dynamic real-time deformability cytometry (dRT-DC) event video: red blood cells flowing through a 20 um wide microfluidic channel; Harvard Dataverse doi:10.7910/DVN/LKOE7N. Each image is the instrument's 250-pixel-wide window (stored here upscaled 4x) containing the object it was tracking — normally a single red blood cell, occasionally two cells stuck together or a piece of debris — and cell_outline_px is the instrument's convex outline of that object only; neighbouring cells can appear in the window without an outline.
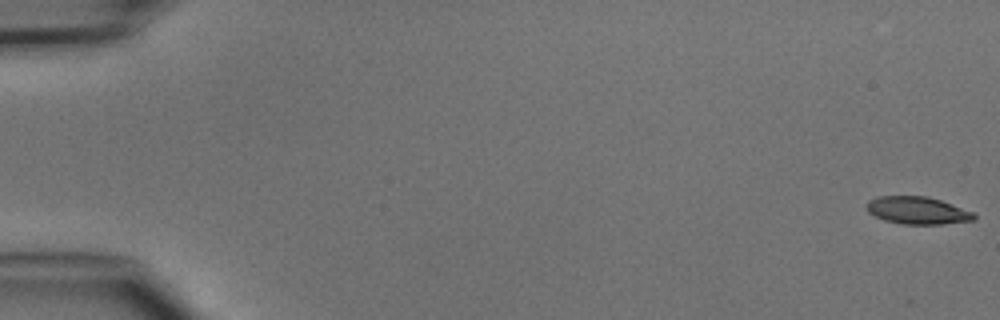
{"species": "common noctule bat (a hibernating species)", "species_latin": "Nyctalus noctula", "temperature_condition": "cold", "stored_images_in_passage": 5, "camera_frame_rate_fps": 3000, "um_per_image_px": 0.085, "animal": {"sex": "male", "body_mass_g": 15.6}, "frame": {"image": 1, "passage_image": 1, "time_ms": 0.0, "image_size_px": [1000, 320], "cell_outline_px": [[976, 220], [944, 224], [900, 224], [884, 220], [868, 212], [868, 200], [880, 196], [928, 196], [976, 212]], "centroid_in_image_um": [78.05, 17.89], "position_along_channel_um": 7.0, "area_um2": 17.28}}
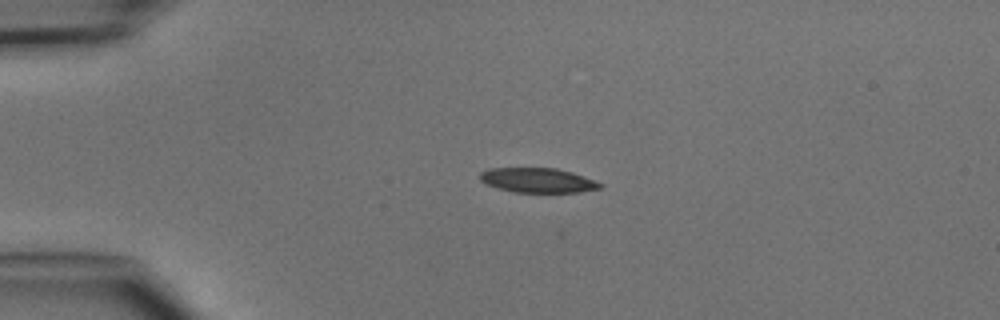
{"frame": {"image": 2, "passage_image": 4, "time_ms": 3.667, "image_size_px": [1000, 320], "cell_outline_px": [[604, 188], [580, 192], [512, 192], [496, 188], [484, 184], [480, 180], [480, 172], [488, 168], [556, 168], [572, 172], [604, 184]], "centroid_in_image_um": [45.69, 15.33], "position_along_channel_um": 39.3, "area_um2": 17.46}}